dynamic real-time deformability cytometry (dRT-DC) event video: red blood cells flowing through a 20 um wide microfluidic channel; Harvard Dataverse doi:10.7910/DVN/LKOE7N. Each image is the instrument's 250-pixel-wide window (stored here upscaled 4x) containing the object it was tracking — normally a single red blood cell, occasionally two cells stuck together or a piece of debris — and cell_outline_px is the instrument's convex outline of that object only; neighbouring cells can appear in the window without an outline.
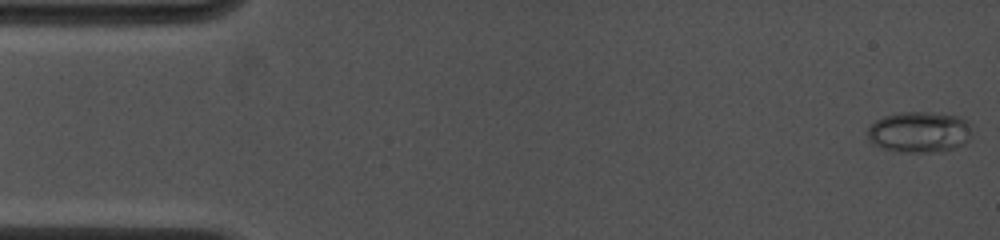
{"species": "common noctule bat (a hibernating species)", "species_latin": "Nyctalus noctula", "temperature_condition": "cold", "stored_images_in_passage": 64, "camera_frame_rate_fps": 4500, "um_per_image_px": 0.085, "animal": {"sex": "female", "body_mass_g": 19.0, "forearm_length_mm": 53.3}, "frame": {"image": 1, "passage_image": 1, "time_ms": 0.0, "image_size_px": [1000, 240], "cell_outline_px": [[968, 140], [964, 144], [956, 148], [944, 152], [896, 152], [872, 144], [868, 140], [868, 128], [876, 120], [884, 116], [896, 112], [928, 112], [956, 116], [964, 120], [968, 124]], "centroid_in_image_um": [78.09, 11.24], "position_along_channel_um": 6.9, "area_um2": 24.85}}
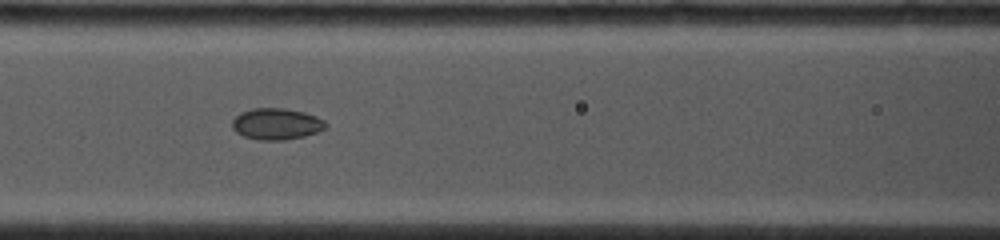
{"frame": {"image": 2, "passage_image": 28, "time_ms": 6.444, "image_size_px": [1000, 240], "cell_outline_px": [[328, 128], [304, 136], [284, 140], [260, 140], [244, 136], [236, 132], [232, 128], [232, 120], [240, 112], [252, 108], [284, 108], [304, 112], [316, 116], [324, 120], [328, 124]], "centroid_in_image_um": [23.51, 10.53], "position_along_channel_um": 143.1, "area_um2": 17.22}}
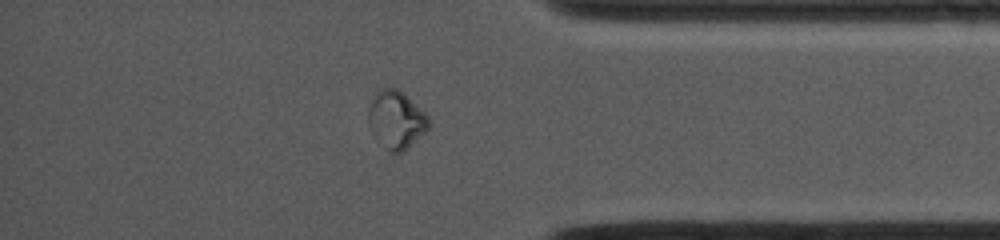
{"frame": {"image": 3, "passage_image": 55, "time_ms": 12.889, "image_size_px": [1000, 240], "cell_outline_px": [[428, 128], [404, 152], [388, 152], [384, 148], [368, 128], [368, 108], [372, 100], [380, 88], [396, 88], [404, 92], [428, 116]], "centroid_in_image_um": [33.65, 10.19], "position_along_channel_um": 401.6, "area_um2": 20.29}, "authors_computed_cell_mechanics": {"area_um2": 18.3226, "velocity_mm_per_s": 4.0983, "shape_relaxation_time_tau1_ms": null, "shape_relaxation_time_tau2_ms": 1.4662, "deformation_change_tau1": null, "deformation_change_tau2": 0.0435}}